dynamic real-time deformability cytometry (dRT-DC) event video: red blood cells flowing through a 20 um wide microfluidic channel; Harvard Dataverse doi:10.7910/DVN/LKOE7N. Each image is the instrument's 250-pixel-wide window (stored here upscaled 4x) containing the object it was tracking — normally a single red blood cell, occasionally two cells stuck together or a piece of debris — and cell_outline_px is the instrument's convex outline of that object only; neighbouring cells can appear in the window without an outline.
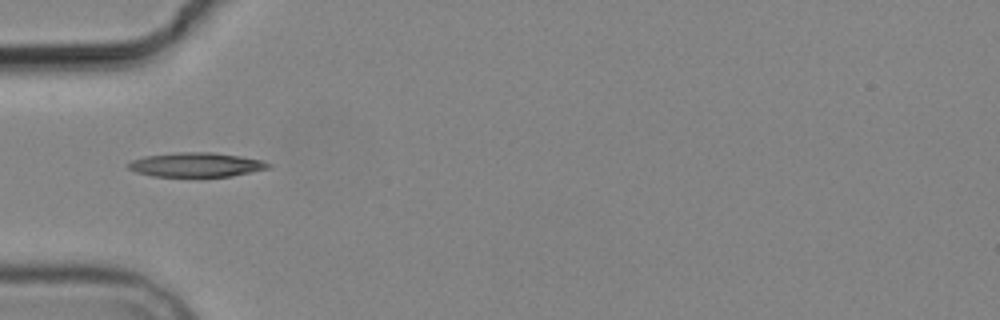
{"species": "common noctule bat (a hibernating species)", "species_latin": "Nyctalus noctula", "temperature_condition": "cold", "stored_images_in_passage": 4, "camera_frame_rate_fps": 3000, "um_per_image_px": 0.085, "animal": {"sex": "male", "body_mass_g": 19.2, "forearm_length_mm": 51.8}, "frame": {"image": 1, "passage_image": 2, "time_ms": 1.333, "image_size_px": [1000, 320], "cell_outline_px": [[272, 168], [232, 176], [152, 176], [136, 172], [128, 168], [124, 164], [132, 160], [144, 156], [176, 152], [212, 152], [240, 156], [264, 160], [272, 164]], "centroid_in_image_um": [16.69, 13.99], "position_along_channel_um": 68.3, "area_um2": 20.06}}
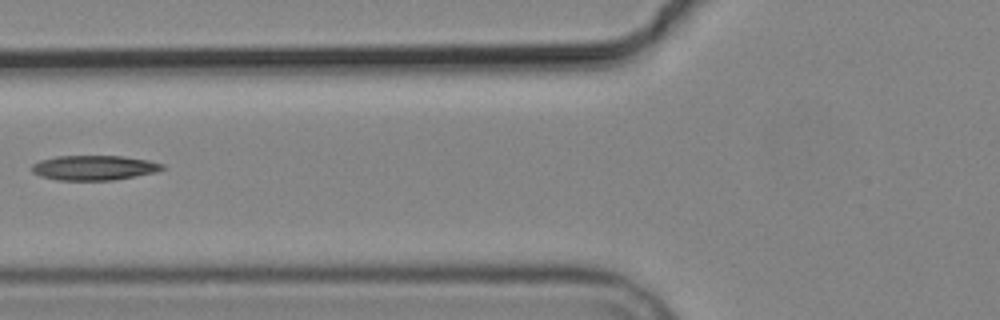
{"frame": {"image": 2, "passage_image": 3, "time_ms": 2.667, "image_size_px": [1000, 320], "cell_outline_px": [[164, 168], [156, 172], [112, 180], [56, 180], [40, 176], [32, 172], [32, 164], [40, 160], [56, 156], [124, 156], [148, 160], [164, 164]], "centroid_in_image_um": [7.97, 14.25], "position_along_channel_um": 117.8, "area_um2": 18.84}}
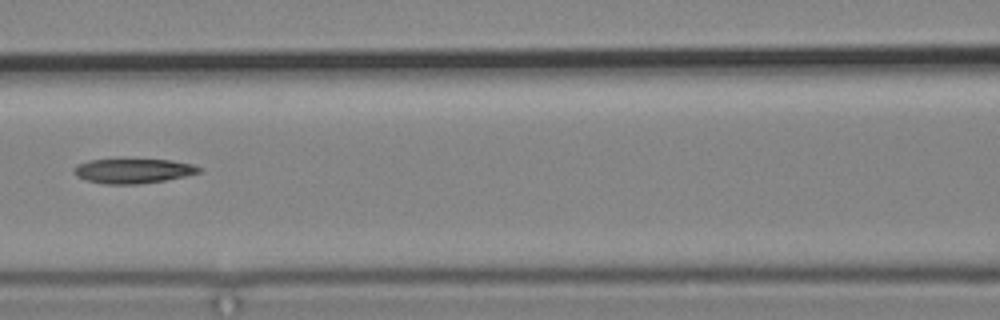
{"frame": {"image": 3, "passage_image": 4, "time_ms": 3.667, "image_size_px": [1000, 320], "cell_outline_px": [[204, 168], [200, 172], [184, 176], [164, 180], [140, 184], [104, 184], [88, 180], [76, 176], [72, 168], [76, 164], [88, 160], [172, 160], [192, 164]], "centroid_in_image_um": [11.3, 14.53], "position_along_channel_um": 155.3, "area_um2": 17.86}}